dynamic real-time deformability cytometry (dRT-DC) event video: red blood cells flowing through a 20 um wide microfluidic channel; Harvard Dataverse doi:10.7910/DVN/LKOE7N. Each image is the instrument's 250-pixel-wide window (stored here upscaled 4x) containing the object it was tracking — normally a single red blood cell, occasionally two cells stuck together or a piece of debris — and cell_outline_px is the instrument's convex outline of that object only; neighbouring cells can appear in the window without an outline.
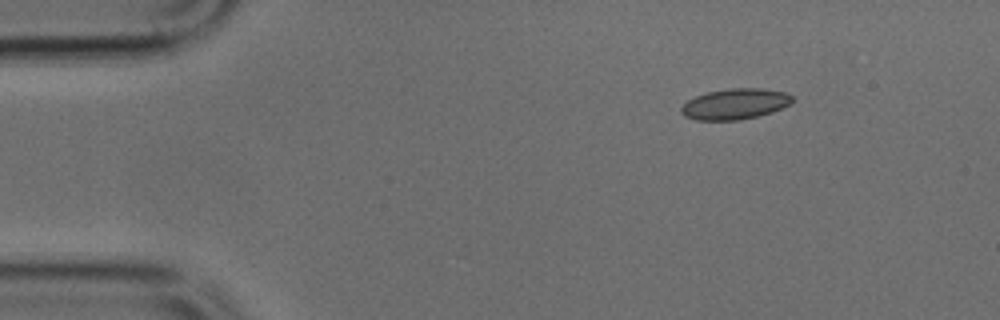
{"species": "common noctule bat (a hibernating species)", "species_latin": "Nyctalus noctula", "temperature_condition": "cold", "stored_images_in_passage": 9, "camera_frame_rate_fps": 3000, "um_per_image_px": 0.085, "animal": {"sex": "male", "body_mass_g": 17.9, "forearm_length_mm": 54.2}, "frame": {"image": 1, "passage_image": 1, "time_ms": 0.0, "image_size_px": [1000, 320], "cell_outline_px": [[792, 100], [788, 104], [772, 112], [756, 116], [736, 120], [696, 120], [684, 116], [680, 112], [680, 108], [688, 100], [696, 96], [708, 92], [728, 88], [760, 88], [784, 92], [792, 96]], "centroid_in_image_um": [62.43, 8.84], "position_along_channel_um": 22.6, "area_um2": 19.65}}
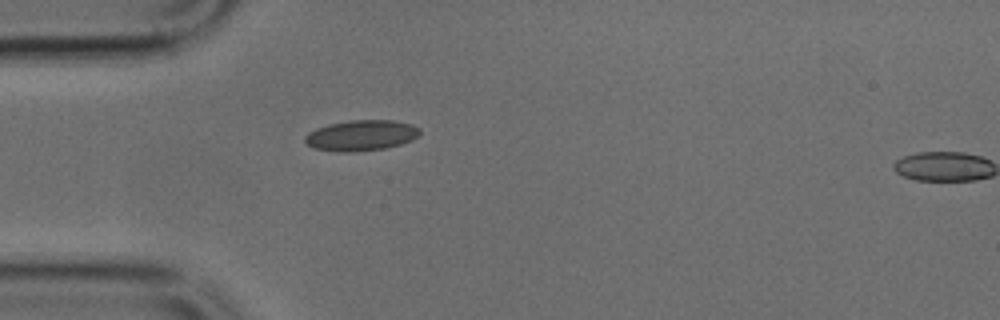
{"frame": {"image": 2, "passage_image": 8, "time_ms": 2.333, "image_size_px": [1000, 320], "cell_outline_px": [[420, 132], [412, 140], [400, 144], [384, 148], [352, 152], [340, 152], [316, 148], [308, 144], [304, 140], [304, 136], [308, 132], [316, 128], [328, 124], [352, 120], [392, 120], [412, 124], [420, 128]], "centroid_in_image_um": [30.7, 11.5], "position_along_channel_um": 54.3, "area_um2": 20.4}}